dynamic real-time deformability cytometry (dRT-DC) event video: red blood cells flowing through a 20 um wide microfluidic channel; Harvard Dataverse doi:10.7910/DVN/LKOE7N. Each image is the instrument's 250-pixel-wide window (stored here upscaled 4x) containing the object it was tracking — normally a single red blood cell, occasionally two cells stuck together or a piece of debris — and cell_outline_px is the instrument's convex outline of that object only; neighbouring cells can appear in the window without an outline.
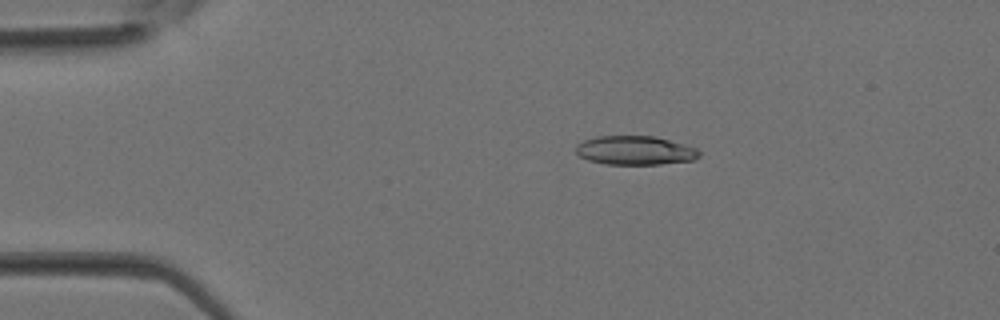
{"species": "Egyptian fruit bat (a non-hibernating species)", "species_latin": "Rousettus aegyptiacus", "temperature_condition": "room temperature", "stored_images_in_passage": 37, "camera_frame_rate_fps": 3000, "um_per_image_px": 0.085, "animal": {"sex": "female"}, "frame": {"image": 1, "passage_image": 7, "time_ms": 2.0, "image_size_px": [1000, 320], "cell_outline_px": [[700, 156], [692, 160], [660, 164], [604, 164], [588, 160], [580, 156], [576, 152], [576, 144], [584, 140], [596, 136], [656, 136], [684, 144], [696, 148], [700, 152]], "centroid_in_image_um": [53.97, 12.78], "position_along_channel_um": 31.0, "area_um2": 20.81}}
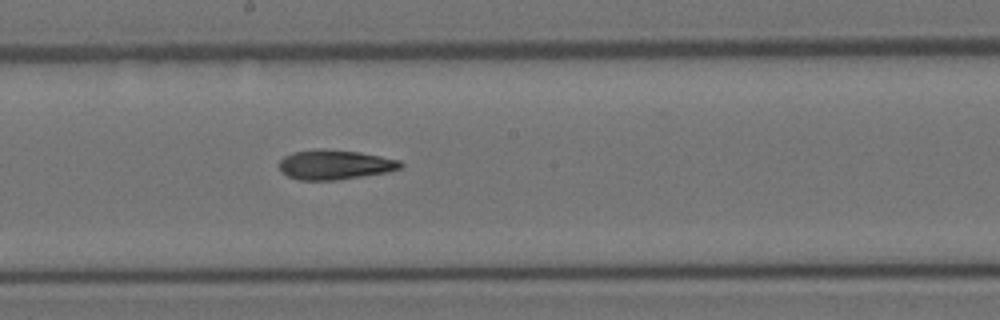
{"frame": {"image": 2, "passage_image": 20, "time_ms": 6.333, "image_size_px": [1000, 320], "cell_outline_px": [[404, 164], [400, 168], [388, 172], [336, 180], [300, 180], [288, 176], [280, 172], [280, 160], [284, 156], [292, 152], [316, 148], [324, 148], [360, 152], [400, 160]], "centroid_in_image_um": [28.44, 13.98], "position_along_channel_um": 219.8, "area_um2": 21.15}}
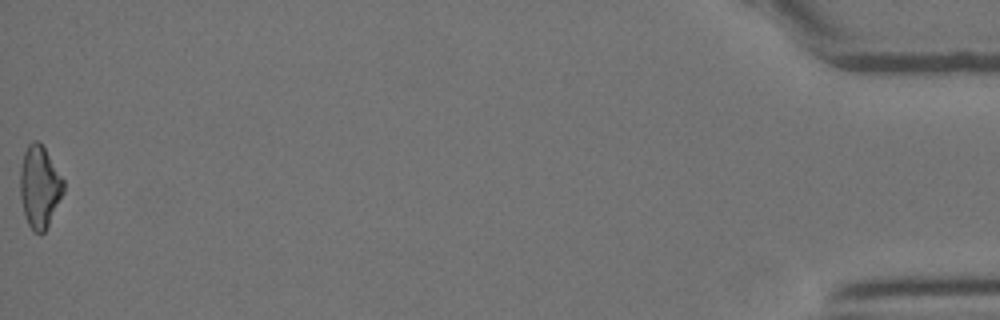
{"frame": {"image": 3, "passage_image": 37, "time_ms": 12.0, "image_size_px": [1000, 320], "cell_outline_px": [[64, 192], [44, 232], [40, 236], [32, 232], [28, 224], [24, 212], [20, 196], [20, 168], [24, 152], [28, 144], [32, 140], [40, 140], [64, 180]], "centroid_in_image_um": [3.35, 15.87], "position_along_channel_um": 431.8, "area_um2": 20.87}}